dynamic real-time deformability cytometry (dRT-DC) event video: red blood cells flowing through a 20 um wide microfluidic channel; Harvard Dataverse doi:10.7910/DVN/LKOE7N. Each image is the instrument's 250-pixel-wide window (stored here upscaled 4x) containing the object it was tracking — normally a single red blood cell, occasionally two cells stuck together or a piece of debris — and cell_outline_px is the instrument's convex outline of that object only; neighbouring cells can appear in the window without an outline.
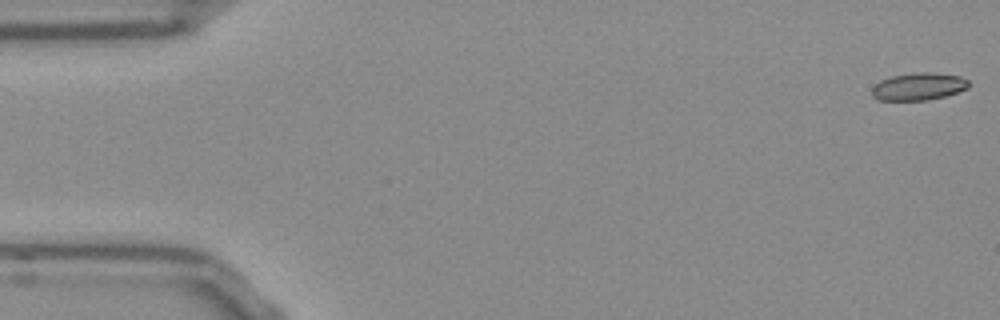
{"species": "Egyptian fruit bat (a non-hibernating species)", "species_latin": "Rousettus aegyptiacus", "temperature_condition": "room temperature", "stored_images_in_passage": 12, "camera_frame_rate_fps": 3000, "um_per_image_px": 0.085, "frame": {"image": 1, "passage_image": 1, "time_ms": 0.0, "image_size_px": [1000, 320], "cell_outline_px": [[968, 88], [944, 96], [924, 100], [876, 100], [872, 96], [872, 88], [880, 80], [892, 76], [920, 72], [928, 72], [960, 76], [968, 80]], "centroid_in_image_um": [78.05, 7.35], "position_along_channel_um": 7.0, "area_um2": 15.26}}